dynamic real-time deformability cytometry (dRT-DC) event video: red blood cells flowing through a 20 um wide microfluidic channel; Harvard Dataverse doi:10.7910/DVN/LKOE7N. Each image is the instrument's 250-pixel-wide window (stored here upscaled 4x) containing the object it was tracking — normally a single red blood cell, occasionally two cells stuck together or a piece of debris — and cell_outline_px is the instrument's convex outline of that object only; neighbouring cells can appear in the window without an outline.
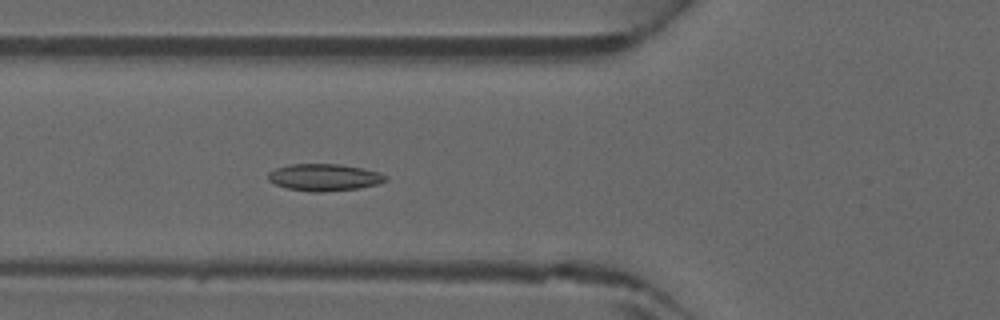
{"species": "common noctule bat (a hibernating species)", "species_latin": "Nyctalus noctula", "temperature_condition": "warm", "stored_images_in_passage": 18, "camera_frame_rate_fps": 3000, "um_per_image_px": 0.085, "animal": {"sex": "male", "forearm_length_mm": 52.5}, "frame": {"image": 1, "passage_image": 9, "time_ms": 2.667, "image_size_px": [1000, 320], "cell_outline_px": [[388, 180], [376, 184], [360, 188], [320, 192], [312, 192], [288, 188], [276, 184], [268, 180], [268, 172], [276, 168], [292, 164], [340, 164], [364, 168], [380, 172], [388, 176]], "centroid_in_image_um": [27.6, 15.07], "position_along_channel_um": 98.2, "area_um2": 18.5}}